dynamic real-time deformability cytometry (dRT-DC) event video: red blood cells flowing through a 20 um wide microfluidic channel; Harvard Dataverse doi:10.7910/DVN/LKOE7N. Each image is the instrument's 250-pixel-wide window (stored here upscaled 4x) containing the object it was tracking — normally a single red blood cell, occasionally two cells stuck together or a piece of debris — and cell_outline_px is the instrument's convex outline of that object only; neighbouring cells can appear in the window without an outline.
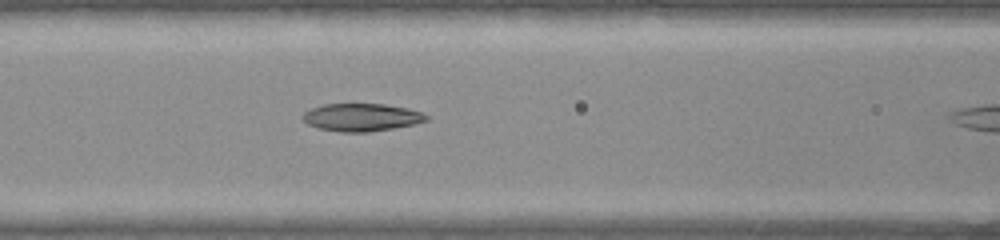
{"species": "common noctule bat (a hibernating species)", "species_latin": "Nyctalus noctula", "temperature_condition": "warm", "stored_images_in_passage": 11, "camera_frame_rate_fps": 3000, "um_per_image_px": 0.085, "animal": {"sex": "female", "body_mass_g": 22.0, "forearm_length_mm": 56.7}, "frame": {"image": 1, "passage_image": 10, "time_ms": 3.0, "image_size_px": [1000, 240], "cell_outline_px": [[428, 120], [412, 124], [392, 128], [368, 132], [340, 132], [320, 128], [308, 124], [300, 116], [304, 112], [312, 108], [324, 104], [384, 104], [408, 108], [420, 112], [428, 116]], "centroid_in_image_um": [30.7, 9.97], "position_along_channel_um": 135.9, "area_um2": 19.77}}